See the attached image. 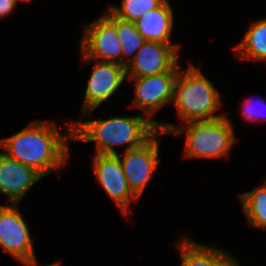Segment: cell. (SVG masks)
Returning <instances> with one entry per match:
<instances>
[{
  "instance_id": "1",
  "label": "cell",
  "mask_w": 266,
  "mask_h": 266,
  "mask_svg": "<svg viewBox=\"0 0 266 266\" xmlns=\"http://www.w3.org/2000/svg\"><path fill=\"white\" fill-rule=\"evenodd\" d=\"M61 134L54 121H33L21 131L0 139L2 151L9 157L39 172L43 177L61 170L68 161V141H73V121Z\"/></svg>"
},
{
  "instance_id": "2",
  "label": "cell",
  "mask_w": 266,
  "mask_h": 266,
  "mask_svg": "<svg viewBox=\"0 0 266 266\" xmlns=\"http://www.w3.org/2000/svg\"><path fill=\"white\" fill-rule=\"evenodd\" d=\"M72 121L73 140L96 142L95 154L104 155H118L114 146L128 144L124 151L141 146L158 131L160 125V121L142 115Z\"/></svg>"
},
{
  "instance_id": "3",
  "label": "cell",
  "mask_w": 266,
  "mask_h": 266,
  "mask_svg": "<svg viewBox=\"0 0 266 266\" xmlns=\"http://www.w3.org/2000/svg\"><path fill=\"white\" fill-rule=\"evenodd\" d=\"M158 130L164 134L182 135L185 133L186 158L228 157L237 141L232 121L225 115L212 119L186 122L182 127L160 122Z\"/></svg>"
},
{
  "instance_id": "4",
  "label": "cell",
  "mask_w": 266,
  "mask_h": 266,
  "mask_svg": "<svg viewBox=\"0 0 266 266\" xmlns=\"http://www.w3.org/2000/svg\"><path fill=\"white\" fill-rule=\"evenodd\" d=\"M220 93L202 71L189 64L186 71H178L173 92V103L178 116L185 123L212 120L225 114H216L221 107Z\"/></svg>"
},
{
  "instance_id": "5",
  "label": "cell",
  "mask_w": 266,
  "mask_h": 266,
  "mask_svg": "<svg viewBox=\"0 0 266 266\" xmlns=\"http://www.w3.org/2000/svg\"><path fill=\"white\" fill-rule=\"evenodd\" d=\"M161 134L164 133L158 130L141 146L124 151L121 157L118 154L128 186L138 199L161 162L159 140L156 138Z\"/></svg>"
},
{
  "instance_id": "6",
  "label": "cell",
  "mask_w": 266,
  "mask_h": 266,
  "mask_svg": "<svg viewBox=\"0 0 266 266\" xmlns=\"http://www.w3.org/2000/svg\"><path fill=\"white\" fill-rule=\"evenodd\" d=\"M18 204H0V247L19 263L36 262L32 238Z\"/></svg>"
},
{
  "instance_id": "7",
  "label": "cell",
  "mask_w": 266,
  "mask_h": 266,
  "mask_svg": "<svg viewBox=\"0 0 266 266\" xmlns=\"http://www.w3.org/2000/svg\"><path fill=\"white\" fill-rule=\"evenodd\" d=\"M83 63L94 61L82 104V116L90 113L109 99L126 80V67L117 63L103 62L81 57ZM85 114V115H84Z\"/></svg>"
},
{
  "instance_id": "8",
  "label": "cell",
  "mask_w": 266,
  "mask_h": 266,
  "mask_svg": "<svg viewBox=\"0 0 266 266\" xmlns=\"http://www.w3.org/2000/svg\"><path fill=\"white\" fill-rule=\"evenodd\" d=\"M180 70L179 62L168 72L145 77H128L135 83L132 107L146 113L149 119L159 109L173 101L174 83Z\"/></svg>"
},
{
  "instance_id": "9",
  "label": "cell",
  "mask_w": 266,
  "mask_h": 266,
  "mask_svg": "<svg viewBox=\"0 0 266 266\" xmlns=\"http://www.w3.org/2000/svg\"><path fill=\"white\" fill-rule=\"evenodd\" d=\"M81 57L122 65V49L116 26L103 14L84 26Z\"/></svg>"
},
{
  "instance_id": "10",
  "label": "cell",
  "mask_w": 266,
  "mask_h": 266,
  "mask_svg": "<svg viewBox=\"0 0 266 266\" xmlns=\"http://www.w3.org/2000/svg\"><path fill=\"white\" fill-rule=\"evenodd\" d=\"M92 160L93 171L102 188L115 201L121 213L130 215V205L138 198L128 186L119 156L95 154Z\"/></svg>"
},
{
  "instance_id": "11",
  "label": "cell",
  "mask_w": 266,
  "mask_h": 266,
  "mask_svg": "<svg viewBox=\"0 0 266 266\" xmlns=\"http://www.w3.org/2000/svg\"><path fill=\"white\" fill-rule=\"evenodd\" d=\"M178 44L146 40L126 66L127 77H145L170 71L179 62Z\"/></svg>"
},
{
  "instance_id": "12",
  "label": "cell",
  "mask_w": 266,
  "mask_h": 266,
  "mask_svg": "<svg viewBox=\"0 0 266 266\" xmlns=\"http://www.w3.org/2000/svg\"><path fill=\"white\" fill-rule=\"evenodd\" d=\"M43 176L33 168L0 153V192L9 198L10 204H18Z\"/></svg>"
},
{
  "instance_id": "13",
  "label": "cell",
  "mask_w": 266,
  "mask_h": 266,
  "mask_svg": "<svg viewBox=\"0 0 266 266\" xmlns=\"http://www.w3.org/2000/svg\"><path fill=\"white\" fill-rule=\"evenodd\" d=\"M134 23L145 40L175 44L170 40L174 23L173 10L169 0H165L156 9L147 11Z\"/></svg>"
},
{
  "instance_id": "14",
  "label": "cell",
  "mask_w": 266,
  "mask_h": 266,
  "mask_svg": "<svg viewBox=\"0 0 266 266\" xmlns=\"http://www.w3.org/2000/svg\"><path fill=\"white\" fill-rule=\"evenodd\" d=\"M183 237L177 244L181 254L180 266H227L234 259L229 252L214 245L198 244L191 238Z\"/></svg>"
},
{
  "instance_id": "15",
  "label": "cell",
  "mask_w": 266,
  "mask_h": 266,
  "mask_svg": "<svg viewBox=\"0 0 266 266\" xmlns=\"http://www.w3.org/2000/svg\"><path fill=\"white\" fill-rule=\"evenodd\" d=\"M234 50L242 59L266 61V18L254 22Z\"/></svg>"
},
{
  "instance_id": "16",
  "label": "cell",
  "mask_w": 266,
  "mask_h": 266,
  "mask_svg": "<svg viewBox=\"0 0 266 266\" xmlns=\"http://www.w3.org/2000/svg\"><path fill=\"white\" fill-rule=\"evenodd\" d=\"M108 10L104 15L116 26L122 49V65L126 67L146 40L138 32L133 21L121 19Z\"/></svg>"
},
{
  "instance_id": "17",
  "label": "cell",
  "mask_w": 266,
  "mask_h": 266,
  "mask_svg": "<svg viewBox=\"0 0 266 266\" xmlns=\"http://www.w3.org/2000/svg\"><path fill=\"white\" fill-rule=\"evenodd\" d=\"M239 197L247 222L253 227L266 229V180L258 188Z\"/></svg>"
},
{
  "instance_id": "18",
  "label": "cell",
  "mask_w": 266,
  "mask_h": 266,
  "mask_svg": "<svg viewBox=\"0 0 266 266\" xmlns=\"http://www.w3.org/2000/svg\"><path fill=\"white\" fill-rule=\"evenodd\" d=\"M165 0H122L121 7L109 5V9L119 18L136 21L147 11L160 6Z\"/></svg>"
},
{
  "instance_id": "19",
  "label": "cell",
  "mask_w": 266,
  "mask_h": 266,
  "mask_svg": "<svg viewBox=\"0 0 266 266\" xmlns=\"http://www.w3.org/2000/svg\"><path fill=\"white\" fill-rule=\"evenodd\" d=\"M255 100V99H254ZM250 99H247L245 103L242 106V114L245 117V121H265L266 120V111L265 113H261V110L259 112V108L257 106H262V108L266 107V102L265 101H259L257 100V103L255 101ZM257 105V106H256ZM261 118V119H260Z\"/></svg>"
},
{
  "instance_id": "20",
  "label": "cell",
  "mask_w": 266,
  "mask_h": 266,
  "mask_svg": "<svg viewBox=\"0 0 266 266\" xmlns=\"http://www.w3.org/2000/svg\"><path fill=\"white\" fill-rule=\"evenodd\" d=\"M17 0H0V19L10 15L17 5Z\"/></svg>"
},
{
  "instance_id": "21",
  "label": "cell",
  "mask_w": 266,
  "mask_h": 266,
  "mask_svg": "<svg viewBox=\"0 0 266 266\" xmlns=\"http://www.w3.org/2000/svg\"><path fill=\"white\" fill-rule=\"evenodd\" d=\"M21 264H23L25 266H38V261H36V262H29V263H21ZM47 266H61V262H55V263L49 264Z\"/></svg>"
},
{
  "instance_id": "22",
  "label": "cell",
  "mask_w": 266,
  "mask_h": 266,
  "mask_svg": "<svg viewBox=\"0 0 266 266\" xmlns=\"http://www.w3.org/2000/svg\"><path fill=\"white\" fill-rule=\"evenodd\" d=\"M227 266H240L239 262L234 258Z\"/></svg>"
},
{
  "instance_id": "23",
  "label": "cell",
  "mask_w": 266,
  "mask_h": 266,
  "mask_svg": "<svg viewBox=\"0 0 266 266\" xmlns=\"http://www.w3.org/2000/svg\"><path fill=\"white\" fill-rule=\"evenodd\" d=\"M18 1H22V2H24V3H25V2H26V3H30L32 0H17V2H18Z\"/></svg>"
}]
</instances>
